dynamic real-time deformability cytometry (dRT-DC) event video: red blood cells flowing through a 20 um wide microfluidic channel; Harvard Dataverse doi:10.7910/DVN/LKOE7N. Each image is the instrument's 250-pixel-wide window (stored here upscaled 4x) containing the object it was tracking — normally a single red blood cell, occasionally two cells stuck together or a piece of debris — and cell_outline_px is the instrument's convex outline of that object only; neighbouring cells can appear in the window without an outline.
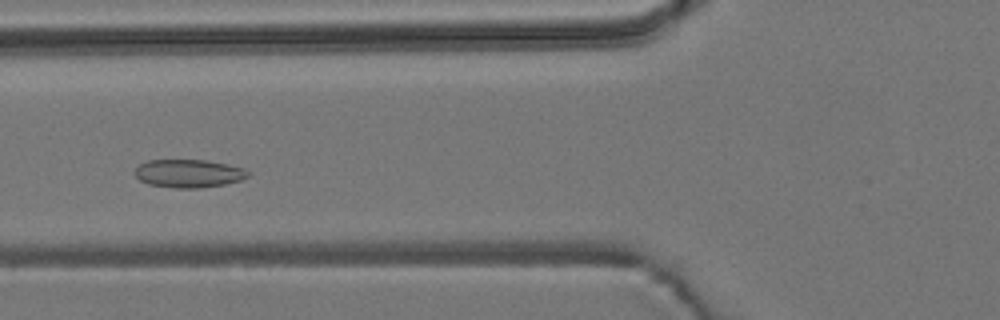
{"species": "common noctule bat (a hibernating species)", "species_latin": "Nyctalus noctula", "temperature_condition": "room temperature", "stored_images_in_passage": 50, "segment_of_instrument_passage": [1, 2], "camera_frame_rate_fps": 3000, "um_per_image_px": 0.085, "animal": {"sex": "male", "body_mass_g": 19.2, "forearm_length_mm": 51.8}, "frame": {"image": 1, "passage_image": 15, "time_ms": 4.667, "image_size_px": [1000, 320], "cell_outline_px": [[252, 172], [248, 176], [240, 180], [224, 184], [200, 188], [176, 188], [148, 184], [140, 180], [132, 172], [140, 164], [148, 160], [204, 160], [228, 164], [244, 168]], "centroid_in_image_um": [16.04, 14.74], "position_along_channel_um": 109.8, "area_um2": 18.61}}
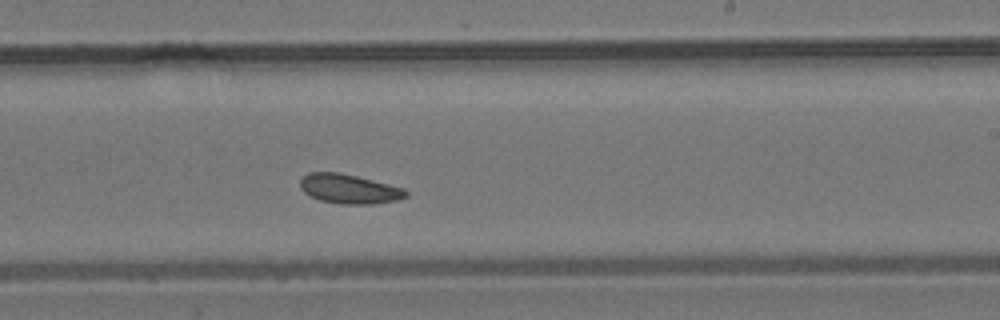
{"frame": {"image": 2, "passage_image": 27, "time_ms": 8.667, "image_size_px": [1000, 320], "cell_outline_px": [[408, 196], [396, 200], [372, 204], [344, 204], [320, 200], [304, 192], [300, 188], [300, 180], [308, 172], [336, 172], [356, 176], [404, 188], [408, 192]], "centroid_in_image_um": [29.67, 16.05], "position_along_channel_um": 259.3, "area_um2": 17.92}}
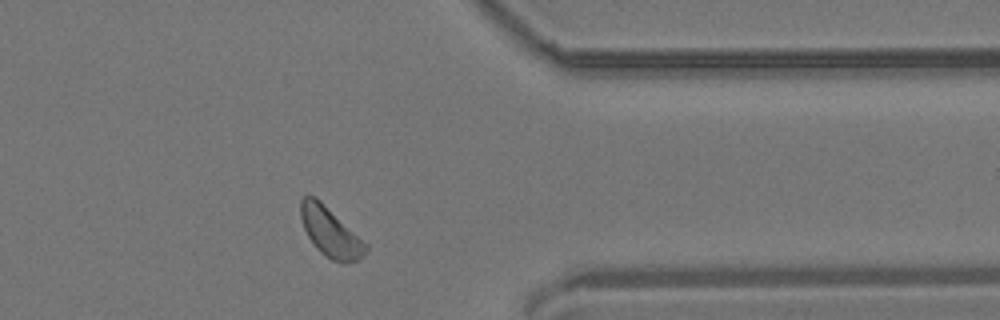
{"frame": {"image": 3, "passage_image": 38, "time_ms": 12.333, "image_size_px": [1000, 320], "cell_outline_px": [[368, 248], [356, 260], [348, 264], [340, 264], [324, 256], [316, 248], [308, 236], [304, 228], [300, 216], [300, 200], [304, 196], [312, 196], [320, 200], [368, 244]], "centroid_in_image_um": [28.07, 19.75], "position_along_channel_um": 383.3, "area_um2": 18.67}}